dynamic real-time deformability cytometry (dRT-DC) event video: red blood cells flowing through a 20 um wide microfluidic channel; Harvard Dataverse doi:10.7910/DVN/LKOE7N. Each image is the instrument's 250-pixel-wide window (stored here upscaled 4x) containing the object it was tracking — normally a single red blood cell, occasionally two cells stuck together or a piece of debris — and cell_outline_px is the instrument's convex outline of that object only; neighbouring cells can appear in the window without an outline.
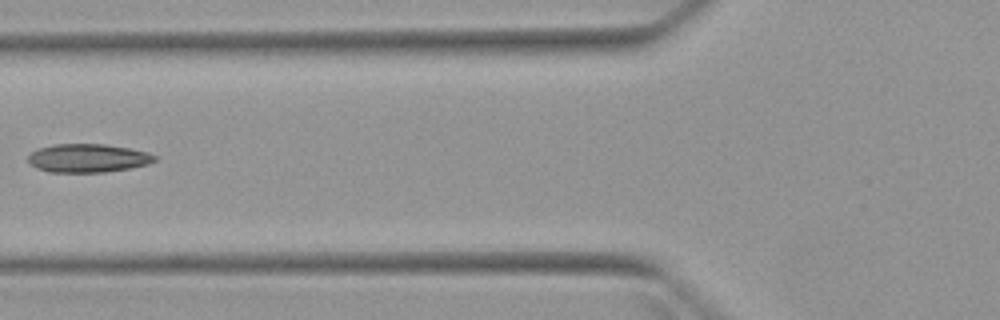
{"species": "Egyptian fruit bat (a non-hibernating species)", "species_latin": "Rousettus aegyptiacus", "temperature_condition": "warm", "stored_images_in_passage": 7, "camera_frame_rate_fps": 3000, "um_per_image_px": 0.085, "animal": {"sex": "female"}, "frame": {"image": 1, "passage_image": 6, "time_ms": 6.0, "image_size_px": [1000, 320], "cell_outline_px": [[160, 156], [156, 160], [148, 164], [132, 168], [104, 172], [48, 172], [36, 168], [28, 164], [28, 156], [32, 152], [40, 148], [52, 144], [104, 144], [128, 148], [148, 152]], "centroid_in_image_um": [7.49, 13.44], "position_along_channel_um": 118.3, "area_um2": 21.21}}
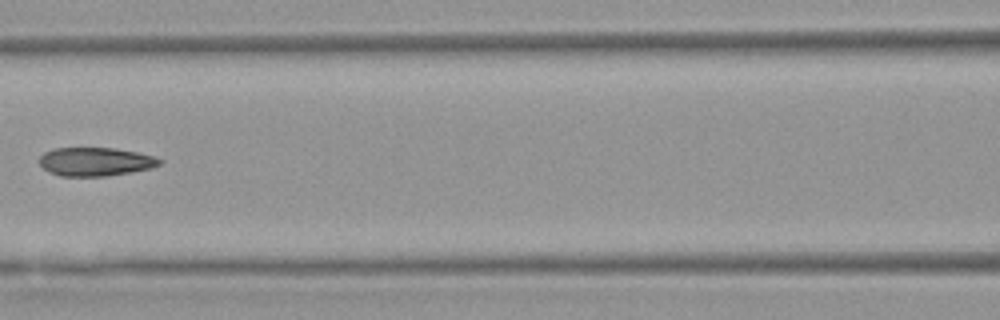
{"frame": {"image": 2, "passage_image": 7, "time_ms": 7.0, "image_size_px": [1000, 320], "cell_outline_px": [[164, 160], [160, 164], [152, 168], [132, 172], [108, 176], [60, 176], [48, 172], [40, 164], [40, 156], [44, 152], [52, 148], [116, 148], [136, 152], [152, 156]], "centroid_in_image_um": [8.11, 13.74], "position_along_channel_um": 158.5, "area_um2": 20.11}}